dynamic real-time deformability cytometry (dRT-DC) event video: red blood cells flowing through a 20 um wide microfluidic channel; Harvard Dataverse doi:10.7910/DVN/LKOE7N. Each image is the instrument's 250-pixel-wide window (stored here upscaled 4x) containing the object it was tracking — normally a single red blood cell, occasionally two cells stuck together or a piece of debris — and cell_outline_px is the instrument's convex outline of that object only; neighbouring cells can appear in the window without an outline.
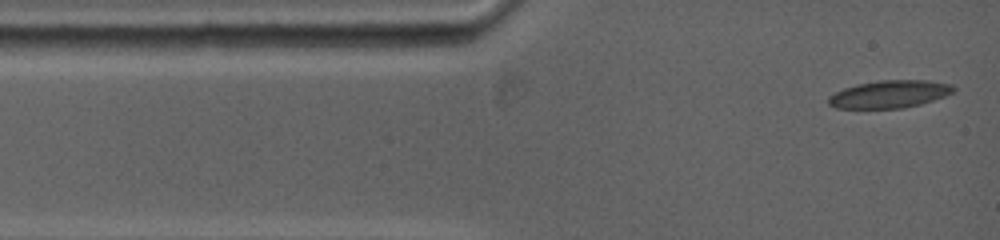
{"species": "common noctule bat (a hibernating species)", "species_latin": "Nyctalus noctula", "temperature_condition": "warm", "stored_images_in_passage": 16, "camera_frame_rate_fps": 5000, "um_per_image_px": 0.085, "animal": {"sex": "female", "body_mass_g": 19.0, "forearm_length_mm": 53.3}, "frame": {"image": 1, "passage_image": 1, "time_ms": 0.0, "image_size_px": [1000, 240], "cell_outline_px": [[956, 88], [952, 92], [944, 96], [920, 104], [904, 108], [836, 108], [828, 104], [828, 96], [844, 88], [860, 84], [880, 80], [928, 80], [952, 84]], "centroid_in_image_um": [75.61, 8.0], "position_along_channel_um": 9.4, "area_um2": 19.94}}
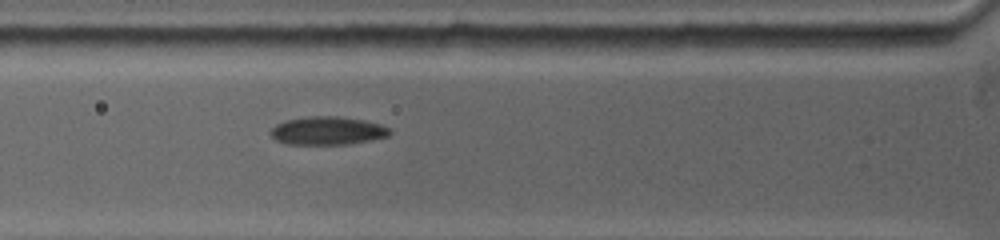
{"frame": {"image": 2, "passage_image": 10, "time_ms": 3.4, "image_size_px": [1000, 240], "cell_outline_px": [[392, 132], [388, 136], [348, 144], [284, 144], [276, 140], [268, 132], [276, 124], [288, 120], [308, 116], [336, 116], [364, 120], [380, 124], [388, 128]], "centroid_in_image_um": [27.81, 11.11], "position_along_channel_um": 98.0, "area_um2": 19.48}}
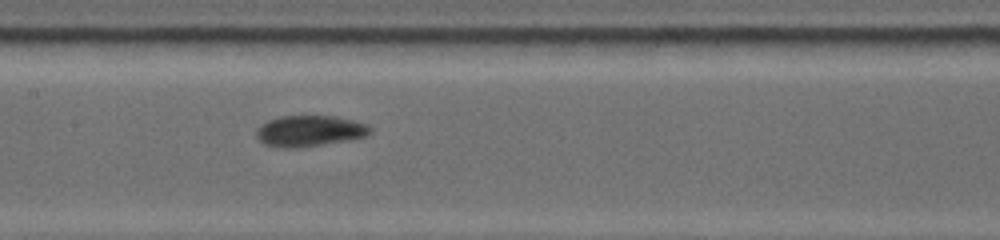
{"frame": {"image": 3, "passage_image": 16, "time_ms": 5.6, "image_size_px": [1000, 240], "cell_outline_px": [[372, 132], [368, 136], [348, 140], [296, 148], [276, 148], [264, 144], [256, 136], [256, 128], [260, 124], [268, 120], [280, 116], [336, 116], [368, 124], [372, 128]], "centroid_in_image_um": [26.3, 11.13], "position_along_channel_um": 181.1, "area_um2": 20.81}}